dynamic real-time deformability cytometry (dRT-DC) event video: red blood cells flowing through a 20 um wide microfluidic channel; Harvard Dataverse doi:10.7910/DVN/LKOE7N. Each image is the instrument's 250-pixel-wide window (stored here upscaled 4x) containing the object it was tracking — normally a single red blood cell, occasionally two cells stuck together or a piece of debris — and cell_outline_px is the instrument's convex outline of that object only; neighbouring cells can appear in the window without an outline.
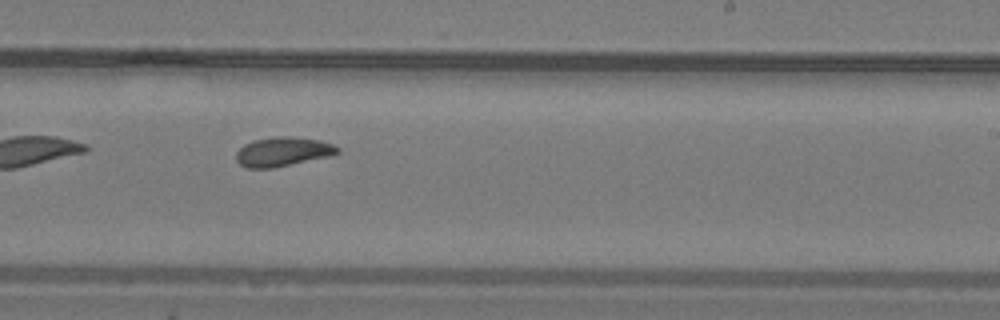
{"species": "common noctule bat (a hibernating species)", "species_latin": "Nyctalus noctula", "temperature_condition": "warm", "stored_images_in_passage": 35, "camera_frame_rate_fps": 3000, "um_per_image_px": 0.085, "animal": {"sex": "male", "body_mass_g": 19.2, "forearm_length_mm": 51.8}, "frame": {"image": 1, "passage_image": 16, "time_ms": 5.0, "image_size_px": [1000, 320], "cell_outline_px": [[340, 152], [328, 156], [272, 168], [244, 168], [236, 160], [236, 152], [244, 144], [252, 140], [276, 136], [288, 136], [320, 140], [332, 144], [340, 148]], "centroid_in_image_um": [24.0, 12.89], "position_along_channel_um": 265.0, "area_um2": 17.22}, "authors_computed_cell_mechanics": {"area_um2": 17.2244, "velocity_mm_per_s": 4.1044, "shape_relaxation_time_tau1_ms": 4.8251, "shape_relaxation_time_tau2_ms": 3.8396, "deformation_change_tau1": 0.1239, "deformation_change_tau2": 0.0701}}